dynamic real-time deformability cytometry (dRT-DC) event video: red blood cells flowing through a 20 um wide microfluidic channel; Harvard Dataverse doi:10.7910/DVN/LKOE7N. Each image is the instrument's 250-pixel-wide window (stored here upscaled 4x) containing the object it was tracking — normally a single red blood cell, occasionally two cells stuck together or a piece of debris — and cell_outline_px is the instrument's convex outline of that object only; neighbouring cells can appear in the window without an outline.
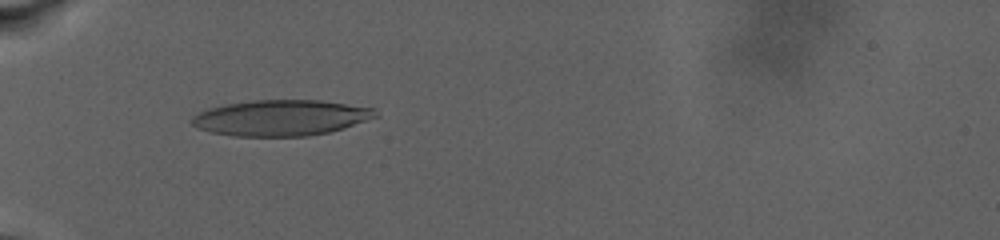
{"species": "human", "species_latin": "Homo sapiens", "temperature_condition": "warm", "stored_images_in_passage": 62, "camera_frame_rate_fps": 3000, "um_per_image_px": 0.085, "donor": {"sex": "male"}, "frame": {"image": 1, "passage_image": 27, "time_ms": 10.0, "image_size_px": [1000, 240], "cell_outline_px": [[380, 116], [344, 128], [328, 132], [308, 136], [232, 136], [212, 132], [196, 128], [188, 120], [196, 112], [208, 108], [224, 104], [252, 100], [320, 100], [376, 108]], "centroid_in_image_um": [23.86, 10.01], "position_along_channel_um": 61.1, "area_um2": 38.78}}
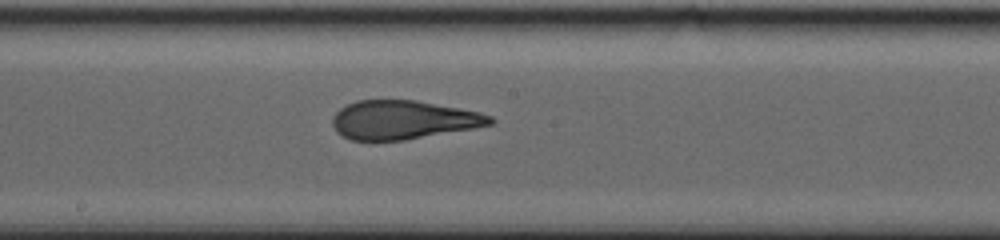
{"frame": {"image": 2, "passage_image": 44, "time_ms": 16.333, "image_size_px": [1000, 240], "cell_outline_px": [[496, 120], [492, 124], [472, 128], [404, 140], [352, 140], [336, 132], [332, 124], [332, 116], [340, 108], [356, 100], [416, 100], [480, 112], [492, 116]], "centroid_in_image_um": [34.25, 10.18], "position_along_channel_um": 213.9, "area_um2": 35.43}}
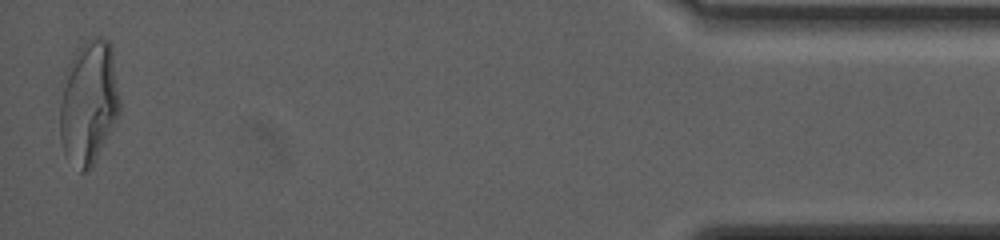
{"frame": {"image": 3, "passage_image": 61, "time_ms": 27.0, "image_size_px": [1000, 240], "cell_outline_px": [[120, 116], [88, 172], [80, 172], [64, 152], [60, 140], [60, 104], [64, 72], [76, 48], [80, 44], [92, 36], [104, 36], [112, 44], [120, 100]], "centroid_in_image_um": [7.56, 8.64], "position_along_channel_um": 427.6, "area_um2": 44.04}, "authors_computed_cell_mechanics": {"area_um2": 38.1769, "velocity_mm_per_s": 2.6571, "shape_relaxation_time_tau1_ms": null, "shape_relaxation_time_tau2_ms": 1.6006, "deformation_change_tau1": null, "deformation_change_tau2": 0.1041}}